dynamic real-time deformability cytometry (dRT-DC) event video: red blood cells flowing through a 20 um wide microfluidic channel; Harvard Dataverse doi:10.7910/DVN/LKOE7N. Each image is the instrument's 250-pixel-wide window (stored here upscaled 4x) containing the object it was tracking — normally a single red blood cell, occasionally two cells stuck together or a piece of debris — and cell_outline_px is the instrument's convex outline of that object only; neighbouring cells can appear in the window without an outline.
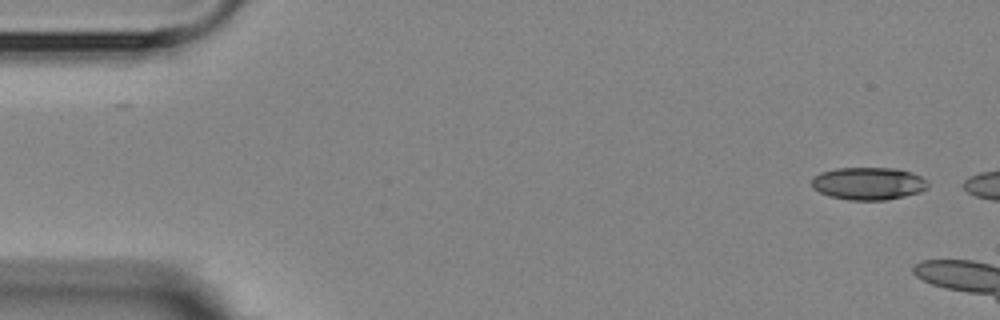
{"species": "Egyptian fruit bat (a non-hibernating species)", "species_latin": "Rousettus aegyptiacus", "temperature_condition": "room temperature", "stored_images_in_passage": 11, "camera_frame_rate_fps": 3000, "um_per_image_px": 0.085, "animal": {"sex": "female"}, "frame": {"image": 1, "passage_image": 1, "time_ms": 0.0, "image_size_px": [1000, 320], "cell_outline_px": [[928, 188], [920, 192], [904, 196], [884, 200], [848, 200], [828, 196], [812, 188], [812, 180], [820, 172], [836, 168], [900, 168], [912, 172], [928, 180]], "centroid_in_image_um": [73.84, 15.59], "position_along_channel_um": 11.2, "area_um2": 22.25}}